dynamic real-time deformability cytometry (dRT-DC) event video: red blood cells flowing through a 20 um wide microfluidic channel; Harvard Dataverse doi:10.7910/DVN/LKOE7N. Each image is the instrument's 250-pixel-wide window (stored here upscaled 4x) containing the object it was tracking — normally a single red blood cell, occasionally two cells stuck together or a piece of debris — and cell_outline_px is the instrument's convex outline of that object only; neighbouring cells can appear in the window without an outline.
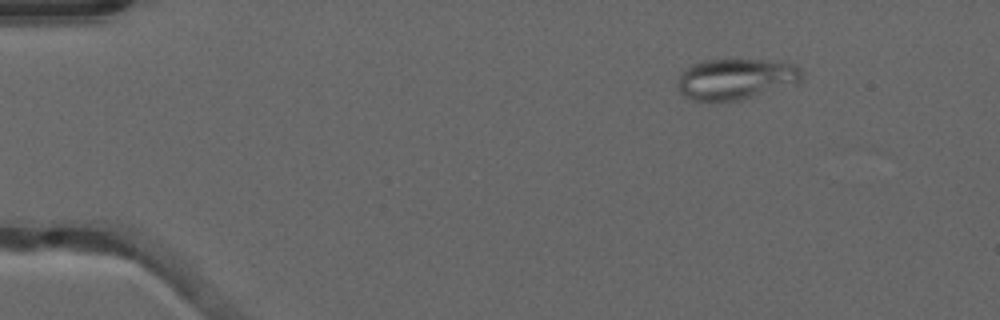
{"species": "common noctule bat (a hibernating species)", "species_latin": "Nyctalus noctula", "temperature_condition": "warm", "stored_images_in_passage": 46, "camera_frame_rate_fps": 3000, "um_per_image_px": 0.085, "animal": {"sex": "male", "forearm_length_mm": 52.5}, "frame": {"image": 1, "passage_image": 2, "time_ms": 0.333, "image_size_px": [1000, 320], "cell_outline_px": [[800, 80], [796, 84], [740, 100], [692, 100], [684, 96], [680, 92], [680, 72], [692, 64], [704, 60], [768, 60], [792, 64], [800, 68]], "centroid_in_image_um": [62.54, 6.71], "position_along_channel_um": 22.5, "area_um2": 29.07}}
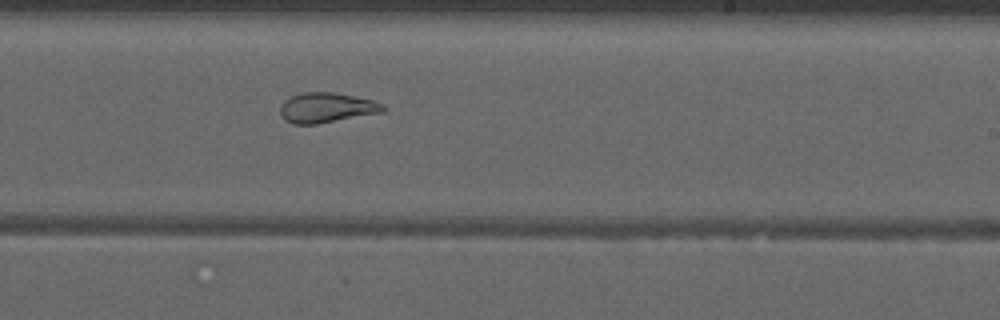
{"frame": {"image": 2, "passage_image": 27, "time_ms": 8.667, "image_size_px": [1000, 320], "cell_outline_px": [[388, 108], [384, 112], [316, 124], [292, 124], [284, 120], [280, 116], [280, 108], [284, 100], [292, 96], [304, 92], [332, 92], [372, 100], [384, 104]], "centroid_in_image_um": [27.76, 9.16], "position_along_channel_um": 261.2, "area_um2": 18.03}}
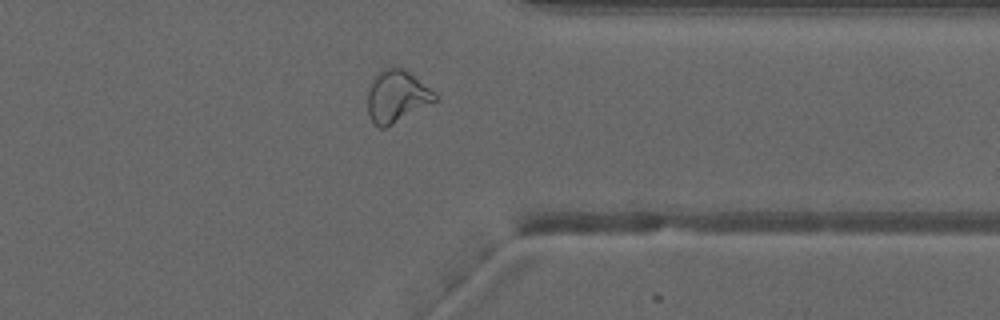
{"frame": {"image": 3, "passage_image": 36, "time_ms": 11.667, "image_size_px": [1000, 320], "cell_outline_px": [[436, 100], [392, 124], [384, 128], [380, 128], [372, 124], [368, 112], [368, 88], [372, 80], [384, 68], [400, 68], [408, 72], [436, 92]], "centroid_in_image_um": [33.69, 8.21], "position_along_channel_um": 377.7, "area_um2": 19.94}, "authors_computed_cell_mechanics": {"area_um2": 22.3108, "velocity_mm_per_s": 3.9957, "shape_relaxation_time_tau1_ms": null, "shape_relaxation_time_tau2_ms": 1.5442, "deformation_change_tau1": null, "deformation_change_tau2": 0.0733}}